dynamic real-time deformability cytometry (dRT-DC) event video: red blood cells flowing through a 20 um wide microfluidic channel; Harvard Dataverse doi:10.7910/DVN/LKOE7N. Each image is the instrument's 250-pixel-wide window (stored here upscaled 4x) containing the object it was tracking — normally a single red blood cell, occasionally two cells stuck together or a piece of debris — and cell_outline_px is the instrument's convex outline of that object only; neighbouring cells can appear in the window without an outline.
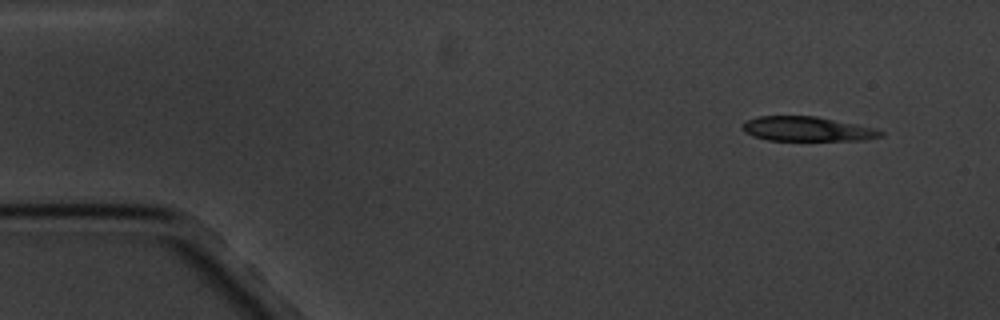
{"species": "common noctule bat (a hibernating species)", "species_latin": "Nyctalus noctula", "temperature_condition": "cold", "stored_images_in_passage": 6, "camera_frame_rate_fps": 3000, "um_per_image_px": 0.085, "animal": {"sex": "male", "body_mass_g": 20.1, "forearm_length_mm": 53.5}, "frame": {"image": 1, "passage_image": 1, "time_ms": 0.0, "image_size_px": [1000, 320], "cell_outline_px": [[884, 136], [864, 140], [768, 140], [752, 136], [744, 132], [740, 124], [744, 120], [760, 116], [816, 116], [856, 124], [872, 128], [884, 132]], "centroid_in_image_um": [68.55, 10.96], "position_along_channel_um": 16.4, "area_um2": 19.83}}
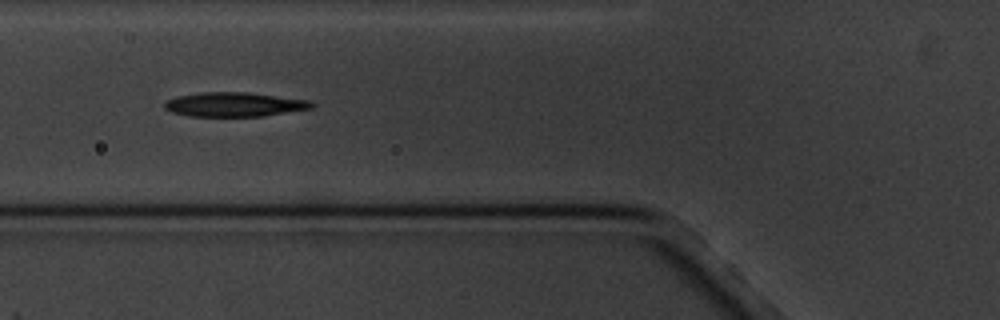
{"frame": {"image": 2, "passage_image": 5, "time_ms": 5.333, "image_size_px": [1000, 320], "cell_outline_px": [[316, 104], [312, 108], [264, 116], [188, 116], [172, 112], [164, 108], [164, 104], [168, 100], [176, 96], [204, 92], [244, 92], [312, 100]], "centroid_in_image_um": [19.95, 8.88], "position_along_channel_um": 105.9, "area_um2": 20.81}}
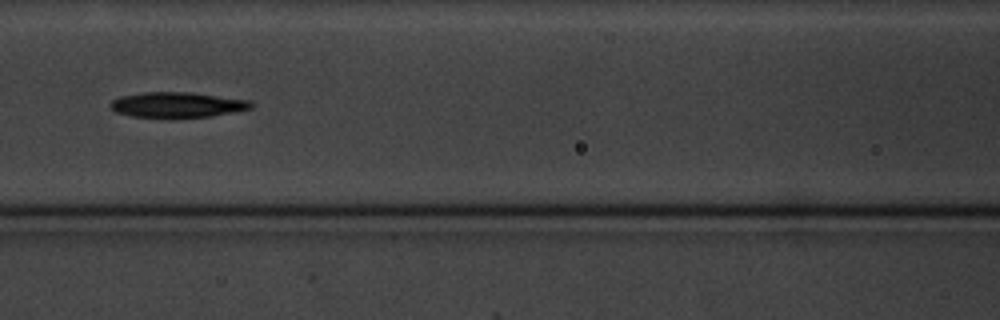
{"frame": {"image": 3, "passage_image": 6, "time_ms": 6.667, "image_size_px": [1000, 320], "cell_outline_px": [[256, 104], [252, 108], [212, 116], [172, 120], [132, 116], [116, 112], [112, 108], [112, 100], [120, 96], [144, 92], [188, 92], [252, 100]], "centroid_in_image_um": [15.11, 8.94], "position_along_channel_um": 151.5, "area_um2": 21.44}}